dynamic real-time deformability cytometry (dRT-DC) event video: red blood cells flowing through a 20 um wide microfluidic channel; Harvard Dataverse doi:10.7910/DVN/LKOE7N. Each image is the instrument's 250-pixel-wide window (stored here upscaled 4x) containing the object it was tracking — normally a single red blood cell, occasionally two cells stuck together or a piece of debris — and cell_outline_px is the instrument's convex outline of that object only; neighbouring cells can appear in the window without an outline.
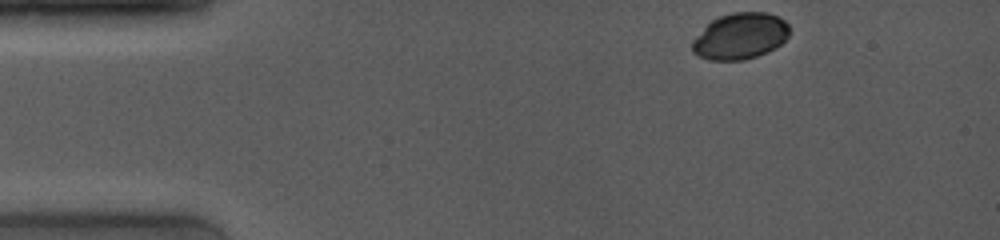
{"species": "common noctule bat (a hibernating species)", "species_latin": "Nyctalus noctula", "temperature_condition": "room temperature", "stored_images_in_passage": 55, "camera_frame_rate_fps": 4000, "um_per_image_px": 0.085, "animal": {"sex": "female", "body_mass_g": 19.0, "forearm_length_mm": 53.3}, "frame": {"image": 1, "passage_image": 1, "time_ms": 0.0, "image_size_px": [1000, 240], "cell_outline_px": [[788, 36], [776, 48], [768, 52], [744, 60], [708, 60], [692, 52], [692, 40], [712, 20], [720, 16], [732, 12], [768, 12], [784, 20], [788, 24]], "centroid_in_image_um": [62.91, 3.08], "position_along_channel_um": 22.1, "area_um2": 26.13}}
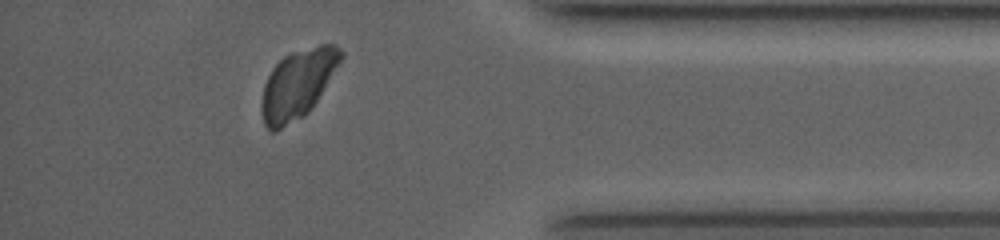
{"frame": {"image": 2, "passage_image": 49, "time_ms": 12.0, "image_size_px": [1000, 240], "cell_outline_px": [[344, 56], [316, 100], [308, 112], [304, 116], [276, 132], [272, 132], [264, 124], [260, 108], [264, 84], [272, 68], [284, 56], [292, 52], [320, 44], [336, 44], [344, 52]], "centroid_in_image_um": [25.28, 7.14], "position_along_channel_um": 409.9, "area_um2": 31.62}}